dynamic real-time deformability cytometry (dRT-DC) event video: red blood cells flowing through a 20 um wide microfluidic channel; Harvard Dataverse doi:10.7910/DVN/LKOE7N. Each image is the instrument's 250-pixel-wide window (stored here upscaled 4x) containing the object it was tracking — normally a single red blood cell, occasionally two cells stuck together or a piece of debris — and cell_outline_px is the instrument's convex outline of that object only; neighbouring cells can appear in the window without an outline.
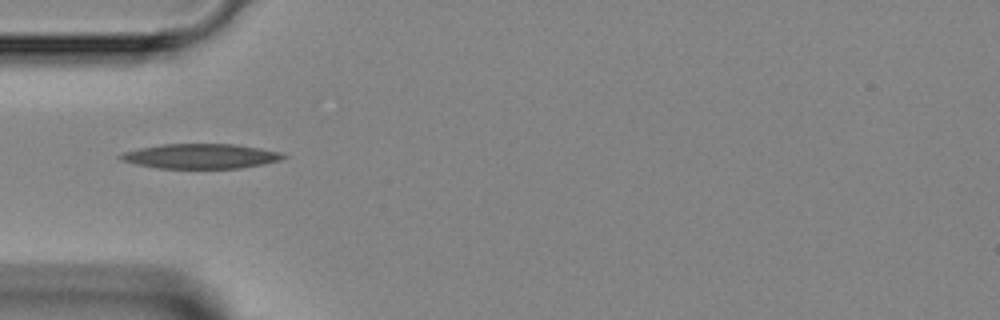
{"species": "Egyptian fruit bat (a non-hibernating species)", "species_latin": "Rousettus aegyptiacus", "temperature_condition": "room temperature", "stored_images_in_passage": 28, "camera_frame_rate_fps": 3000, "um_per_image_px": 0.085, "animal": {"sex": "female"}, "frame": {"image": 1, "passage_image": 1, "time_ms": 0.0, "image_size_px": [1000, 320], "cell_outline_px": [[288, 156], [280, 160], [264, 164], [240, 168], [160, 168], [136, 164], [120, 160], [116, 156], [124, 152], [140, 148], [160, 144], [232, 144], [260, 148], [280, 152]], "centroid_in_image_um": [17.05, 13.27], "position_along_channel_um": 68.0, "area_um2": 23.47}}
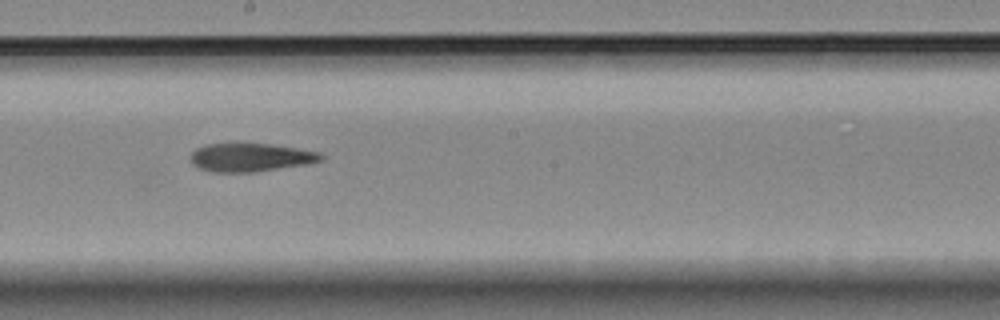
{"frame": {"image": 2, "passage_image": 12, "time_ms": 3.667, "image_size_px": [1000, 320], "cell_outline_px": [[324, 160], [308, 164], [252, 172], [212, 172], [200, 168], [192, 164], [192, 152], [196, 148], [204, 144], [236, 140], [268, 144], [296, 148], [320, 152], [324, 156]], "centroid_in_image_um": [21.27, 13.33], "position_along_channel_um": 226.9, "area_um2": 22.31}}
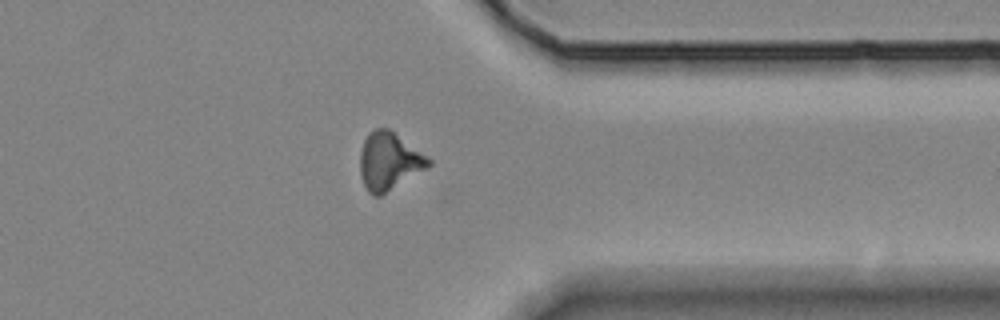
{"frame": {"image": 3, "passage_image": 23, "time_ms": 7.333, "image_size_px": [1000, 320], "cell_outline_px": [[432, 164], [380, 196], [372, 196], [368, 192], [360, 176], [360, 152], [364, 140], [368, 132], [376, 128], [388, 128], [432, 160]], "centroid_in_image_um": [33.03, 13.7], "position_along_channel_um": 378.4, "area_um2": 22.66}}